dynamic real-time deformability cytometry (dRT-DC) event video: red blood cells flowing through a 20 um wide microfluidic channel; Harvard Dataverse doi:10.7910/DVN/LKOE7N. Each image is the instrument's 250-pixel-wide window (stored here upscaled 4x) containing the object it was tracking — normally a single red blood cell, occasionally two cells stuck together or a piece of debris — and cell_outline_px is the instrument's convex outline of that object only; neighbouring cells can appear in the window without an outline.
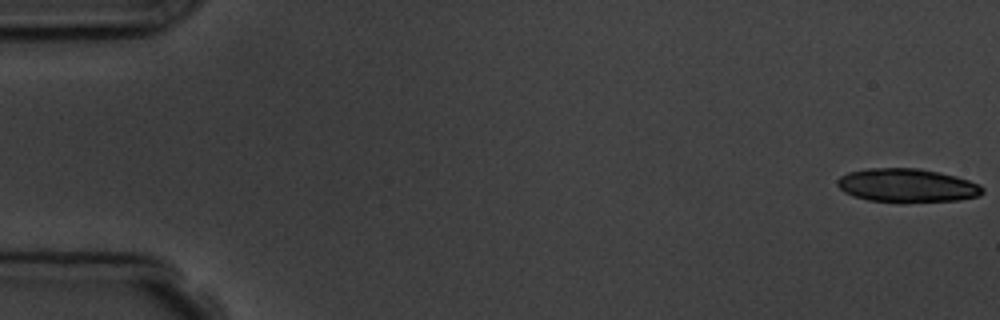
{"species": "common noctule bat (a hibernating species)", "species_latin": "Nyctalus noctula", "temperature_condition": "room temperature", "stored_images_in_passage": 9, "camera_frame_rate_fps": 3000, "um_per_image_px": 0.085, "animal": {"sex": "male", "body_mass_g": 19.5, "forearm_length_mm": 54.6}, "frame": {"image": 1, "passage_image": 1, "time_ms": 0.0, "image_size_px": [1000, 320], "cell_outline_px": [[984, 192], [980, 196], [960, 200], [904, 204], [900, 204], [868, 200], [852, 196], [844, 192], [836, 184], [836, 180], [840, 176], [848, 172], [868, 168], [920, 168], [940, 172], [956, 176], [980, 184], [984, 188]], "centroid_in_image_um": [77.11, 15.79], "position_along_channel_um": 7.9, "area_um2": 29.36}}